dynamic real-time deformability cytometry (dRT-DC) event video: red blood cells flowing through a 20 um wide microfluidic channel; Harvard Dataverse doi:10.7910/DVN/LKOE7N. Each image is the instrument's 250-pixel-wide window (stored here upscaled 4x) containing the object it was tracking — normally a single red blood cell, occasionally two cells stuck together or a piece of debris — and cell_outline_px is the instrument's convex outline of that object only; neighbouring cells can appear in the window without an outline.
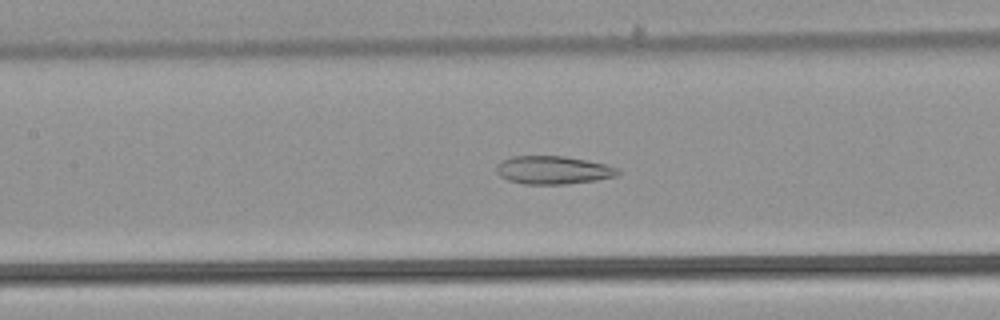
{"species": "common noctule bat (a hibernating species)", "species_latin": "Nyctalus noctula", "temperature_condition": "warm", "stored_images_in_passage": 53, "camera_frame_rate_fps": 3000, "um_per_image_px": 0.085, "animal": {"sex": "male", "body_mass_g": 21.5, "forearm_length_mm": 52.0}, "frame": {"image": 1, "passage_image": 25, "time_ms": 8.0, "image_size_px": [1000, 320], "cell_outline_px": [[620, 172], [616, 176], [596, 180], [564, 184], [524, 184], [508, 180], [500, 176], [496, 172], [496, 164], [500, 160], [512, 156], [564, 156], [604, 164], [620, 168]], "centroid_in_image_um": [46.97, 14.45], "position_along_channel_um": 160.4, "area_um2": 19.94}}
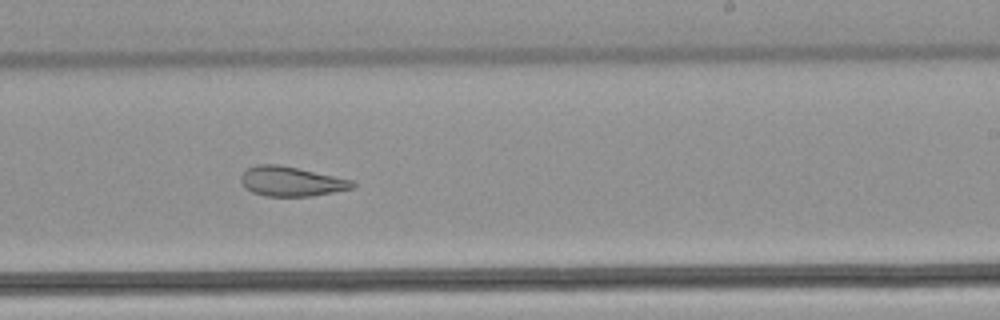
{"frame": {"image": 2, "passage_image": 33, "time_ms": 10.667, "image_size_px": [1000, 320], "cell_outline_px": [[356, 188], [312, 196], [264, 196], [252, 192], [244, 188], [240, 180], [240, 176], [248, 168], [256, 164], [276, 164], [296, 168], [352, 180], [356, 184]], "centroid_in_image_um": [24.74, 15.43], "position_along_channel_um": 264.3, "area_um2": 19.25}}
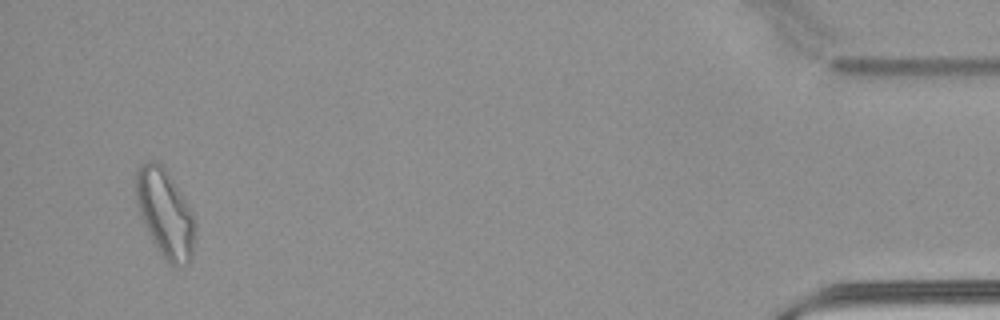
{"frame": {"image": 3, "passage_image": 51, "time_ms": 16.667, "image_size_px": [1000, 320], "cell_outline_px": [[196, 232], [192, 256], [188, 264], [176, 268], [172, 268], [164, 260], [156, 248], [148, 232], [136, 204], [136, 172], [140, 164], [148, 160], [152, 160], [164, 164], [196, 216]], "centroid_in_image_um": [14.08, 18.15], "position_along_channel_um": 421.1, "area_um2": 31.27}, "authors_computed_cell_mechanics": {"area_um2": 26.0678, "velocity_mm_per_s": 3.9093, "shape_relaxation_time_tau1_ms": null, "shape_relaxation_time_tau2_ms": 2.7639, "deformation_change_tau1": null, "deformation_change_tau2": 0.1029}}